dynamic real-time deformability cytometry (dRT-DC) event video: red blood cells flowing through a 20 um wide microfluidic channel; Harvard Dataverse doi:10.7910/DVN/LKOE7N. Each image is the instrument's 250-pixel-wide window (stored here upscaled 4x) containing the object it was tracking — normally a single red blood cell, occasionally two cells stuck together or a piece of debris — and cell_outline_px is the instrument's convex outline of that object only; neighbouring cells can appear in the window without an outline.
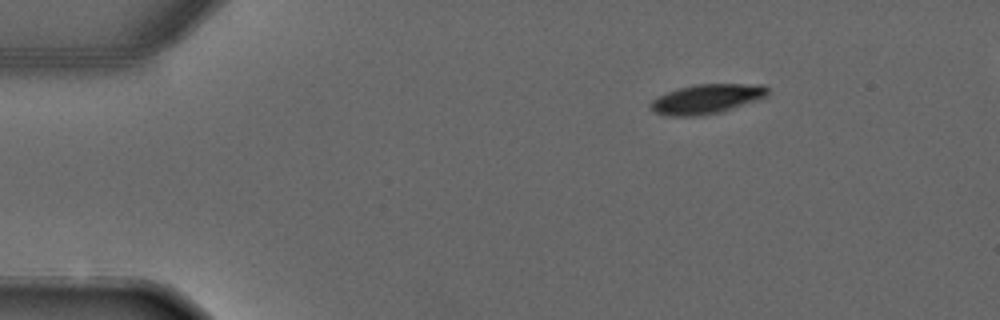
{"species": "common noctule bat (a hibernating species)", "species_latin": "Nyctalus noctula", "temperature_condition": "warm", "stored_images_in_passage": 3, "camera_frame_rate_fps": 3000, "um_per_image_px": 0.085, "animal": {"sex": "male", "forearm_length_mm": 52.5}, "frame": {"image": 1, "passage_image": 1, "time_ms": 0.0, "image_size_px": [1000, 320], "cell_outline_px": [[768, 92], [764, 96], [720, 112], [704, 116], [664, 116], [648, 108], [648, 104], [652, 100], [676, 88], [696, 84], [764, 84], [768, 88]], "centroid_in_image_um": [59.98, 8.41], "position_along_channel_um": 25.0, "area_um2": 20.0}}